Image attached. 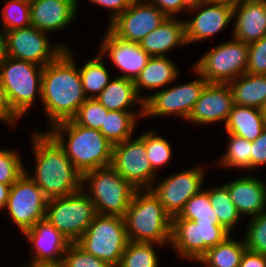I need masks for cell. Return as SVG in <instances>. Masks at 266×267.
<instances>
[{
	"mask_svg": "<svg viewBox=\"0 0 266 267\" xmlns=\"http://www.w3.org/2000/svg\"><path fill=\"white\" fill-rule=\"evenodd\" d=\"M66 49L42 72L41 102L50 121V126L72 119L79 107L87 100L84 94L79 69L73 54Z\"/></svg>",
	"mask_w": 266,
	"mask_h": 267,
	"instance_id": "obj_1",
	"label": "cell"
},
{
	"mask_svg": "<svg viewBox=\"0 0 266 267\" xmlns=\"http://www.w3.org/2000/svg\"><path fill=\"white\" fill-rule=\"evenodd\" d=\"M32 135L36 169L30 178L48 199L78 192L82 188V175L75 169L63 148L48 132Z\"/></svg>",
	"mask_w": 266,
	"mask_h": 267,
	"instance_id": "obj_2",
	"label": "cell"
},
{
	"mask_svg": "<svg viewBox=\"0 0 266 267\" xmlns=\"http://www.w3.org/2000/svg\"><path fill=\"white\" fill-rule=\"evenodd\" d=\"M50 130L47 132L63 148L81 175L112 164L113 144L99 130L78 125L73 119L58 122Z\"/></svg>",
	"mask_w": 266,
	"mask_h": 267,
	"instance_id": "obj_3",
	"label": "cell"
},
{
	"mask_svg": "<svg viewBox=\"0 0 266 267\" xmlns=\"http://www.w3.org/2000/svg\"><path fill=\"white\" fill-rule=\"evenodd\" d=\"M141 191H135L124 216L129 241L171 243L172 217L150 189Z\"/></svg>",
	"mask_w": 266,
	"mask_h": 267,
	"instance_id": "obj_4",
	"label": "cell"
},
{
	"mask_svg": "<svg viewBox=\"0 0 266 267\" xmlns=\"http://www.w3.org/2000/svg\"><path fill=\"white\" fill-rule=\"evenodd\" d=\"M43 69V66L9 56L0 63V86L19 118L33 105L37 93L42 97Z\"/></svg>",
	"mask_w": 266,
	"mask_h": 267,
	"instance_id": "obj_5",
	"label": "cell"
},
{
	"mask_svg": "<svg viewBox=\"0 0 266 267\" xmlns=\"http://www.w3.org/2000/svg\"><path fill=\"white\" fill-rule=\"evenodd\" d=\"M128 242L124 217L97 214L76 244L109 266L118 267Z\"/></svg>",
	"mask_w": 266,
	"mask_h": 267,
	"instance_id": "obj_6",
	"label": "cell"
},
{
	"mask_svg": "<svg viewBox=\"0 0 266 267\" xmlns=\"http://www.w3.org/2000/svg\"><path fill=\"white\" fill-rule=\"evenodd\" d=\"M88 181L90 183L88 197L94 203L97 214L125 216L137 189L111 165L84 173L82 186Z\"/></svg>",
	"mask_w": 266,
	"mask_h": 267,
	"instance_id": "obj_7",
	"label": "cell"
},
{
	"mask_svg": "<svg viewBox=\"0 0 266 267\" xmlns=\"http://www.w3.org/2000/svg\"><path fill=\"white\" fill-rule=\"evenodd\" d=\"M86 187L73 194L48 199L45 220L52 224L70 243H76L97 215Z\"/></svg>",
	"mask_w": 266,
	"mask_h": 267,
	"instance_id": "obj_8",
	"label": "cell"
},
{
	"mask_svg": "<svg viewBox=\"0 0 266 267\" xmlns=\"http://www.w3.org/2000/svg\"><path fill=\"white\" fill-rule=\"evenodd\" d=\"M248 51L247 43L233 38L206 52L193 69L208 83H229L246 73Z\"/></svg>",
	"mask_w": 266,
	"mask_h": 267,
	"instance_id": "obj_9",
	"label": "cell"
},
{
	"mask_svg": "<svg viewBox=\"0 0 266 267\" xmlns=\"http://www.w3.org/2000/svg\"><path fill=\"white\" fill-rule=\"evenodd\" d=\"M230 234L220 224L172 218L170 245L182 258L197 262L209 248L223 242Z\"/></svg>",
	"mask_w": 266,
	"mask_h": 267,
	"instance_id": "obj_10",
	"label": "cell"
},
{
	"mask_svg": "<svg viewBox=\"0 0 266 267\" xmlns=\"http://www.w3.org/2000/svg\"><path fill=\"white\" fill-rule=\"evenodd\" d=\"M47 202L48 198L25 171L12 184L6 209L9 211L8 216L24 233L37 222L45 219Z\"/></svg>",
	"mask_w": 266,
	"mask_h": 267,
	"instance_id": "obj_11",
	"label": "cell"
},
{
	"mask_svg": "<svg viewBox=\"0 0 266 267\" xmlns=\"http://www.w3.org/2000/svg\"><path fill=\"white\" fill-rule=\"evenodd\" d=\"M111 166L135 189H150L154 183L156 172L146 154L145 133L136 140L132 141V138H129L122 143L113 145Z\"/></svg>",
	"mask_w": 266,
	"mask_h": 267,
	"instance_id": "obj_12",
	"label": "cell"
},
{
	"mask_svg": "<svg viewBox=\"0 0 266 267\" xmlns=\"http://www.w3.org/2000/svg\"><path fill=\"white\" fill-rule=\"evenodd\" d=\"M198 80L156 91L144 97V116L180 115L188 119L202 90L208 84L201 74Z\"/></svg>",
	"mask_w": 266,
	"mask_h": 267,
	"instance_id": "obj_13",
	"label": "cell"
},
{
	"mask_svg": "<svg viewBox=\"0 0 266 267\" xmlns=\"http://www.w3.org/2000/svg\"><path fill=\"white\" fill-rule=\"evenodd\" d=\"M46 33L33 26L8 31V56L43 67L51 63L66 49V46H51Z\"/></svg>",
	"mask_w": 266,
	"mask_h": 267,
	"instance_id": "obj_14",
	"label": "cell"
},
{
	"mask_svg": "<svg viewBox=\"0 0 266 267\" xmlns=\"http://www.w3.org/2000/svg\"><path fill=\"white\" fill-rule=\"evenodd\" d=\"M193 10L199 12L190 21H185V38L187 44L196 41L201 42L217 34L233 18V2L229 1L194 0L188 11L192 12Z\"/></svg>",
	"mask_w": 266,
	"mask_h": 267,
	"instance_id": "obj_15",
	"label": "cell"
},
{
	"mask_svg": "<svg viewBox=\"0 0 266 267\" xmlns=\"http://www.w3.org/2000/svg\"><path fill=\"white\" fill-rule=\"evenodd\" d=\"M202 167L192 168L163 179L150 190L163 205L164 210L174 217L183 210L186 202L202 189L204 179Z\"/></svg>",
	"mask_w": 266,
	"mask_h": 267,
	"instance_id": "obj_16",
	"label": "cell"
},
{
	"mask_svg": "<svg viewBox=\"0 0 266 267\" xmlns=\"http://www.w3.org/2000/svg\"><path fill=\"white\" fill-rule=\"evenodd\" d=\"M168 17L149 1L132 3L108 28L119 38L140 43Z\"/></svg>",
	"mask_w": 266,
	"mask_h": 267,
	"instance_id": "obj_17",
	"label": "cell"
},
{
	"mask_svg": "<svg viewBox=\"0 0 266 267\" xmlns=\"http://www.w3.org/2000/svg\"><path fill=\"white\" fill-rule=\"evenodd\" d=\"M28 241L33 243V265H61L63 255L71 244L47 220L37 222L31 229L24 232Z\"/></svg>",
	"mask_w": 266,
	"mask_h": 267,
	"instance_id": "obj_18",
	"label": "cell"
},
{
	"mask_svg": "<svg viewBox=\"0 0 266 267\" xmlns=\"http://www.w3.org/2000/svg\"><path fill=\"white\" fill-rule=\"evenodd\" d=\"M99 53L110 56L114 65L125 72L120 77L135 80L146 66L151 56L146 53L139 43L117 37L109 28L101 43Z\"/></svg>",
	"mask_w": 266,
	"mask_h": 267,
	"instance_id": "obj_19",
	"label": "cell"
},
{
	"mask_svg": "<svg viewBox=\"0 0 266 267\" xmlns=\"http://www.w3.org/2000/svg\"><path fill=\"white\" fill-rule=\"evenodd\" d=\"M233 104L228 83H208L187 120L201 125L223 120L226 123Z\"/></svg>",
	"mask_w": 266,
	"mask_h": 267,
	"instance_id": "obj_20",
	"label": "cell"
},
{
	"mask_svg": "<svg viewBox=\"0 0 266 267\" xmlns=\"http://www.w3.org/2000/svg\"><path fill=\"white\" fill-rule=\"evenodd\" d=\"M235 16L232 37L236 40L250 44L266 35V0L235 1L233 17Z\"/></svg>",
	"mask_w": 266,
	"mask_h": 267,
	"instance_id": "obj_21",
	"label": "cell"
},
{
	"mask_svg": "<svg viewBox=\"0 0 266 267\" xmlns=\"http://www.w3.org/2000/svg\"><path fill=\"white\" fill-rule=\"evenodd\" d=\"M76 10L77 0H30L31 26L44 32L64 29Z\"/></svg>",
	"mask_w": 266,
	"mask_h": 267,
	"instance_id": "obj_22",
	"label": "cell"
},
{
	"mask_svg": "<svg viewBox=\"0 0 266 267\" xmlns=\"http://www.w3.org/2000/svg\"><path fill=\"white\" fill-rule=\"evenodd\" d=\"M266 183L253 176L236 178L225 184L231 201L239 214L255 217L265 211L266 207Z\"/></svg>",
	"mask_w": 266,
	"mask_h": 267,
	"instance_id": "obj_23",
	"label": "cell"
},
{
	"mask_svg": "<svg viewBox=\"0 0 266 267\" xmlns=\"http://www.w3.org/2000/svg\"><path fill=\"white\" fill-rule=\"evenodd\" d=\"M168 17L159 27L145 36L140 47L150 56H164L172 48L187 45L185 38V21Z\"/></svg>",
	"mask_w": 266,
	"mask_h": 267,
	"instance_id": "obj_24",
	"label": "cell"
},
{
	"mask_svg": "<svg viewBox=\"0 0 266 267\" xmlns=\"http://www.w3.org/2000/svg\"><path fill=\"white\" fill-rule=\"evenodd\" d=\"M266 128L262 109L233 104L225 123L227 133L254 141Z\"/></svg>",
	"mask_w": 266,
	"mask_h": 267,
	"instance_id": "obj_25",
	"label": "cell"
},
{
	"mask_svg": "<svg viewBox=\"0 0 266 267\" xmlns=\"http://www.w3.org/2000/svg\"><path fill=\"white\" fill-rule=\"evenodd\" d=\"M96 99L109 111L131 112L129 107L137 102L144 108V97L138 95L134 81L120 76L110 81Z\"/></svg>",
	"mask_w": 266,
	"mask_h": 267,
	"instance_id": "obj_26",
	"label": "cell"
},
{
	"mask_svg": "<svg viewBox=\"0 0 266 267\" xmlns=\"http://www.w3.org/2000/svg\"><path fill=\"white\" fill-rule=\"evenodd\" d=\"M233 103L262 109L266 102V75L244 73L230 81Z\"/></svg>",
	"mask_w": 266,
	"mask_h": 267,
	"instance_id": "obj_27",
	"label": "cell"
},
{
	"mask_svg": "<svg viewBox=\"0 0 266 267\" xmlns=\"http://www.w3.org/2000/svg\"><path fill=\"white\" fill-rule=\"evenodd\" d=\"M167 58L166 55L151 56L146 66L134 80L138 95L142 87L150 90L158 89L176 80L179 71L174 62Z\"/></svg>",
	"mask_w": 266,
	"mask_h": 267,
	"instance_id": "obj_28",
	"label": "cell"
},
{
	"mask_svg": "<svg viewBox=\"0 0 266 267\" xmlns=\"http://www.w3.org/2000/svg\"><path fill=\"white\" fill-rule=\"evenodd\" d=\"M139 112H123L110 110L105 115L104 125H101L100 132L113 144H119L132 137L134 125L138 116H144V108ZM138 113V114H137Z\"/></svg>",
	"mask_w": 266,
	"mask_h": 267,
	"instance_id": "obj_29",
	"label": "cell"
},
{
	"mask_svg": "<svg viewBox=\"0 0 266 267\" xmlns=\"http://www.w3.org/2000/svg\"><path fill=\"white\" fill-rule=\"evenodd\" d=\"M246 249L244 241L228 236L223 242L209 248L198 262L208 267H239Z\"/></svg>",
	"mask_w": 266,
	"mask_h": 267,
	"instance_id": "obj_30",
	"label": "cell"
},
{
	"mask_svg": "<svg viewBox=\"0 0 266 267\" xmlns=\"http://www.w3.org/2000/svg\"><path fill=\"white\" fill-rule=\"evenodd\" d=\"M103 56L98 52V56L93 60H88L83 67H79L84 94L87 98H97L102 90L109 84L110 75L104 66ZM89 92L92 94H89Z\"/></svg>",
	"mask_w": 266,
	"mask_h": 267,
	"instance_id": "obj_31",
	"label": "cell"
},
{
	"mask_svg": "<svg viewBox=\"0 0 266 267\" xmlns=\"http://www.w3.org/2000/svg\"><path fill=\"white\" fill-rule=\"evenodd\" d=\"M172 218H185L195 223L219 224L218 215L215 213L209 198V189H202L192 196L179 215Z\"/></svg>",
	"mask_w": 266,
	"mask_h": 267,
	"instance_id": "obj_32",
	"label": "cell"
},
{
	"mask_svg": "<svg viewBox=\"0 0 266 267\" xmlns=\"http://www.w3.org/2000/svg\"><path fill=\"white\" fill-rule=\"evenodd\" d=\"M209 198L215 213L218 215L219 224L231 232L234 225L241 219V215L231 201L227 188L222 185L209 189Z\"/></svg>",
	"mask_w": 266,
	"mask_h": 267,
	"instance_id": "obj_33",
	"label": "cell"
},
{
	"mask_svg": "<svg viewBox=\"0 0 266 267\" xmlns=\"http://www.w3.org/2000/svg\"><path fill=\"white\" fill-rule=\"evenodd\" d=\"M153 244L156 243L129 241L118 267H158Z\"/></svg>",
	"mask_w": 266,
	"mask_h": 267,
	"instance_id": "obj_34",
	"label": "cell"
},
{
	"mask_svg": "<svg viewBox=\"0 0 266 267\" xmlns=\"http://www.w3.org/2000/svg\"><path fill=\"white\" fill-rule=\"evenodd\" d=\"M229 143L227 152L220 158V165L226 167H239L251 169V141L228 133Z\"/></svg>",
	"mask_w": 266,
	"mask_h": 267,
	"instance_id": "obj_35",
	"label": "cell"
},
{
	"mask_svg": "<svg viewBox=\"0 0 266 267\" xmlns=\"http://www.w3.org/2000/svg\"><path fill=\"white\" fill-rule=\"evenodd\" d=\"M3 29L7 32L31 26L30 0H9L3 8Z\"/></svg>",
	"mask_w": 266,
	"mask_h": 267,
	"instance_id": "obj_36",
	"label": "cell"
},
{
	"mask_svg": "<svg viewBox=\"0 0 266 267\" xmlns=\"http://www.w3.org/2000/svg\"><path fill=\"white\" fill-rule=\"evenodd\" d=\"M145 149L155 172L157 167L167 164L172 156V149L168 141L153 130L145 132Z\"/></svg>",
	"mask_w": 266,
	"mask_h": 267,
	"instance_id": "obj_37",
	"label": "cell"
},
{
	"mask_svg": "<svg viewBox=\"0 0 266 267\" xmlns=\"http://www.w3.org/2000/svg\"><path fill=\"white\" fill-rule=\"evenodd\" d=\"M108 111L96 98H87L72 119L78 125L100 130Z\"/></svg>",
	"mask_w": 266,
	"mask_h": 267,
	"instance_id": "obj_38",
	"label": "cell"
},
{
	"mask_svg": "<svg viewBox=\"0 0 266 267\" xmlns=\"http://www.w3.org/2000/svg\"><path fill=\"white\" fill-rule=\"evenodd\" d=\"M247 227L243 238L247 250L266 255V211L251 217Z\"/></svg>",
	"mask_w": 266,
	"mask_h": 267,
	"instance_id": "obj_39",
	"label": "cell"
},
{
	"mask_svg": "<svg viewBox=\"0 0 266 267\" xmlns=\"http://www.w3.org/2000/svg\"><path fill=\"white\" fill-rule=\"evenodd\" d=\"M16 151L0 149V183L12 185L25 172V167L20 161Z\"/></svg>",
	"mask_w": 266,
	"mask_h": 267,
	"instance_id": "obj_40",
	"label": "cell"
},
{
	"mask_svg": "<svg viewBox=\"0 0 266 267\" xmlns=\"http://www.w3.org/2000/svg\"><path fill=\"white\" fill-rule=\"evenodd\" d=\"M62 267H111L102 259L86 253L76 243H71L63 255Z\"/></svg>",
	"mask_w": 266,
	"mask_h": 267,
	"instance_id": "obj_41",
	"label": "cell"
},
{
	"mask_svg": "<svg viewBox=\"0 0 266 267\" xmlns=\"http://www.w3.org/2000/svg\"><path fill=\"white\" fill-rule=\"evenodd\" d=\"M248 65L246 73L266 75V35L248 44Z\"/></svg>",
	"mask_w": 266,
	"mask_h": 267,
	"instance_id": "obj_42",
	"label": "cell"
},
{
	"mask_svg": "<svg viewBox=\"0 0 266 267\" xmlns=\"http://www.w3.org/2000/svg\"><path fill=\"white\" fill-rule=\"evenodd\" d=\"M193 1L194 0H152L149 3L157 6L167 17H174V15L180 11L185 9L189 10Z\"/></svg>",
	"mask_w": 266,
	"mask_h": 267,
	"instance_id": "obj_43",
	"label": "cell"
},
{
	"mask_svg": "<svg viewBox=\"0 0 266 267\" xmlns=\"http://www.w3.org/2000/svg\"><path fill=\"white\" fill-rule=\"evenodd\" d=\"M266 165V128L261 135L251 141V168Z\"/></svg>",
	"mask_w": 266,
	"mask_h": 267,
	"instance_id": "obj_44",
	"label": "cell"
},
{
	"mask_svg": "<svg viewBox=\"0 0 266 267\" xmlns=\"http://www.w3.org/2000/svg\"><path fill=\"white\" fill-rule=\"evenodd\" d=\"M96 5L113 10L109 24L123 13L132 3L129 0H90Z\"/></svg>",
	"mask_w": 266,
	"mask_h": 267,
	"instance_id": "obj_45",
	"label": "cell"
},
{
	"mask_svg": "<svg viewBox=\"0 0 266 267\" xmlns=\"http://www.w3.org/2000/svg\"><path fill=\"white\" fill-rule=\"evenodd\" d=\"M18 118L19 117L10 107L7 96L0 86V121L8 122V124L10 123L11 125H14L15 120Z\"/></svg>",
	"mask_w": 266,
	"mask_h": 267,
	"instance_id": "obj_46",
	"label": "cell"
},
{
	"mask_svg": "<svg viewBox=\"0 0 266 267\" xmlns=\"http://www.w3.org/2000/svg\"><path fill=\"white\" fill-rule=\"evenodd\" d=\"M239 267H266V255L245 250Z\"/></svg>",
	"mask_w": 266,
	"mask_h": 267,
	"instance_id": "obj_47",
	"label": "cell"
},
{
	"mask_svg": "<svg viewBox=\"0 0 266 267\" xmlns=\"http://www.w3.org/2000/svg\"><path fill=\"white\" fill-rule=\"evenodd\" d=\"M8 56L7 54V31L0 30V63Z\"/></svg>",
	"mask_w": 266,
	"mask_h": 267,
	"instance_id": "obj_48",
	"label": "cell"
},
{
	"mask_svg": "<svg viewBox=\"0 0 266 267\" xmlns=\"http://www.w3.org/2000/svg\"><path fill=\"white\" fill-rule=\"evenodd\" d=\"M12 185L0 183V209L6 207L9 191Z\"/></svg>",
	"mask_w": 266,
	"mask_h": 267,
	"instance_id": "obj_49",
	"label": "cell"
},
{
	"mask_svg": "<svg viewBox=\"0 0 266 267\" xmlns=\"http://www.w3.org/2000/svg\"><path fill=\"white\" fill-rule=\"evenodd\" d=\"M28 267H61V265H33V264H28Z\"/></svg>",
	"mask_w": 266,
	"mask_h": 267,
	"instance_id": "obj_50",
	"label": "cell"
},
{
	"mask_svg": "<svg viewBox=\"0 0 266 267\" xmlns=\"http://www.w3.org/2000/svg\"><path fill=\"white\" fill-rule=\"evenodd\" d=\"M262 113H263V115H264V117L266 119V102H265V104H264V106L262 108Z\"/></svg>",
	"mask_w": 266,
	"mask_h": 267,
	"instance_id": "obj_51",
	"label": "cell"
},
{
	"mask_svg": "<svg viewBox=\"0 0 266 267\" xmlns=\"http://www.w3.org/2000/svg\"><path fill=\"white\" fill-rule=\"evenodd\" d=\"M131 3H137V2H141L143 0H129Z\"/></svg>",
	"mask_w": 266,
	"mask_h": 267,
	"instance_id": "obj_52",
	"label": "cell"
},
{
	"mask_svg": "<svg viewBox=\"0 0 266 267\" xmlns=\"http://www.w3.org/2000/svg\"><path fill=\"white\" fill-rule=\"evenodd\" d=\"M216 1H229V2H235V1H238V0H216Z\"/></svg>",
	"mask_w": 266,
	"mask_h": 267,
	"instance_id": "obj_53",
	"label": "cell"
}]
</instances>
